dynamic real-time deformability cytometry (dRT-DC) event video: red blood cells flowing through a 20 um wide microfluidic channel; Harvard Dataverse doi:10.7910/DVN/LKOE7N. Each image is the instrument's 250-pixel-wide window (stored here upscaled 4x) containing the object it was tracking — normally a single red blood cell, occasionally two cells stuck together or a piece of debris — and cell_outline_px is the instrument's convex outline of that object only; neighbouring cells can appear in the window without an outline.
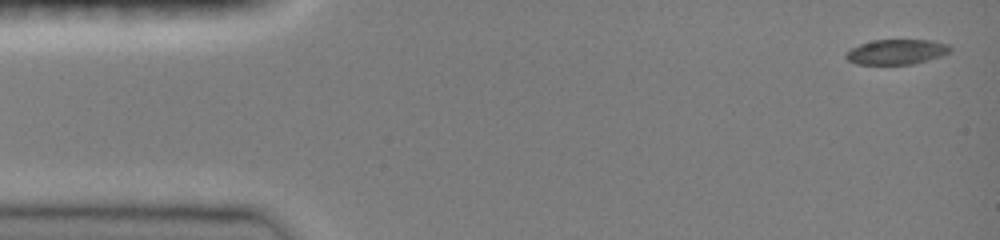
{"species": "common noctule bat (a hibernating species)", "species_latin": "Nyctalus noctula", "temperature_condition": "room temperature", "stored_images_in_passage": 14, "camera_frame_rate_fps": 3000, "um_per_image_px": 0.085, "animal": {"sex": "female", "body_mass_g": 19.0, "forearm_length_mm": 51.5}, "frame": {"image": 1, "passage_image": 1, "time_ms": 0.0, "image_size_px": [1000, 240], "cell_outline_px": [[952, 48], [948, 52], [940, 56], [928, 60], [912, 64], [856, 64], [848, 60], [844, 56], [844, 52], [860, 44], [872, 40], [932, 40], [948, 44]], "centroid_in_image_um": [76.17, 4.4], "position_along_channel_um": 8.8, "area_um2": 15.2}}
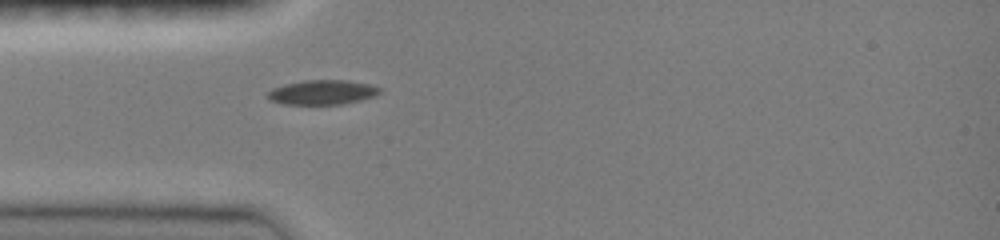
{"frame": {"image": 2, "passage_image": 9, "time_ms": 4.0, "image_size_px": [1000, 240], "cell_outline_px": [[380, 92], [376, 96], [344, 104], [284, 104], [272, 100], [268, 96], [268, 92], [272, 88], [284, 84], [304, 80], [348, 80], [368, 84], [380, 88]], "centroid_in_image_um": [27.41, 7.84], "position_along_channel_um": 57.6, "area_um2": 15.95}}
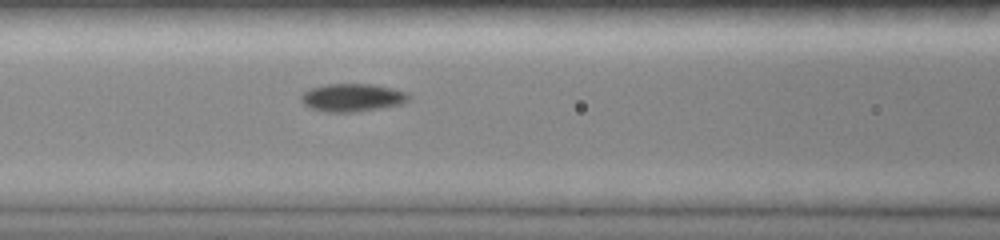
{"frame": {"image": 3, "passage_image": 14, "time_ms": 6.0, "image_size_px": [1000, 240], "cell_outline_px": [[408, 100], [400, 104], [380, 108], [356, 112], [324, 112], [308, 108], [300, 100], [300, 96], [308, 88], [324, 84], [368, 84], [392, 88], [408, 92]], "centroid_in_image_um": [29.87, 8.3], "position_along_channel_um": 136.7, "area_um2": 17.63}}